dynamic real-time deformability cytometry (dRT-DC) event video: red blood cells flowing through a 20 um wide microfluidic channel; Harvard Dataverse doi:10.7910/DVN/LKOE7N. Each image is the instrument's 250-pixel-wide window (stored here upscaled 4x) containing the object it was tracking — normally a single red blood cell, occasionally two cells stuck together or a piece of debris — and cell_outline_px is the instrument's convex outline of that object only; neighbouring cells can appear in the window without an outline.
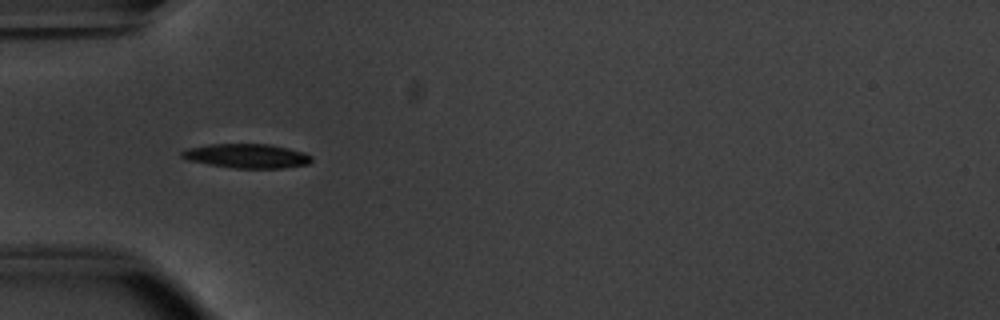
{"species": "common noctule bat (a hibernating species)", "species_latin": "Nyctalus noctula", "temperature_condition": "warm", "stored_images_in_passage": 18, "camera_frame_rate_fps": 3000, "um_per_image_px": 0.085, "animal": {"sex": "male", "body_mass_g": 20.1, "forearm_length_mm": 53.5}, "frame": {"image": 1, "passage_image": 3, "time_ms": 0.667, "image_size_px": [1000, 320], "cell_outline_px": [[312, 160], [308, 164], [284, 168], [236, 168], [208, 164], [188, 160], [180, 156], [180, 152], [188, 148], [208, 144], [268, 144], [288, 148], [304, 152], [312, 156]], "centroid_in_image_um": [20.98, 13.25], "position_along_channel_um": 64.0, "area_um2": 18.32}}
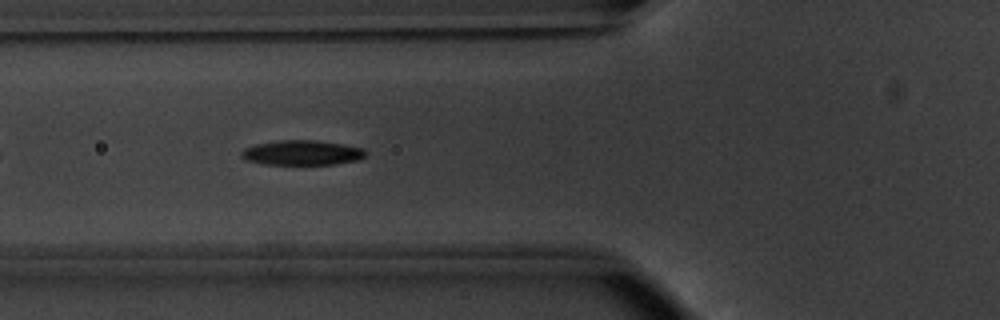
{"frame": {"image": 2, "passage_image": 6, "time_ms": 1.667, "image_size_px": [1000, 320], "cell_outline_px": [[368, 152], [360, 160], [332, 164], [264, 164], [244, 160], [240, 156], [240, 152], [244, 148], [256, 144], [280, 140], [312, 140], [340, 144], [364, 148]], "centroid_in_image_um": [25.65, 12.98], "position_along_channel_um": 100.2, "area_um2": 17.98}}